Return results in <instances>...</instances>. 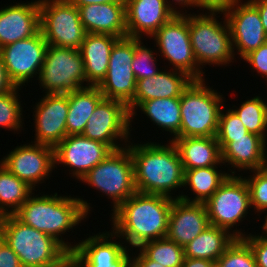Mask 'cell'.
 Returning a JSON list of instances; mask_svg holds the SVG:
<instances>
[{
    "label": "cell",
    "mask_w": 267,
    "mask_h": 267,
    "mask_svg": "<svg viewBox=\"0 0 267 267\" xmlns=\"http://www.w3.org/2000/svg\"><path fill=\"white\" fill-rule=\"evenodd\" d=\"M4 243H5V236H4L3 228L0 224V248Z\"/></svg>",
    "instance_id": "obj_52"
},
{
    "label": "cell",
    "mask_w": 267,
    "mask_h": 267,
    "mask_svg": "<svg viewBox=\"0 0 267 267\" xmlns=\"http://www.w3.org/2000/svg\"><path fill=\"white\" fill-rule=\"evenodd\" d=\"M174 200L163 195L136 192L111 214L112 230L132 248L165 238Z\"/></svg>",
    "instance_id": "obj_1"
},
{
    "label": "cell",
    "mask_w": 267,
    "mask_h": 267,
    "mask_svg": "<svg viewBox=\"0 0 267 267\" xmlns=\"http://www.w3.org/2000/svg\"><path fill=\"white\" fill-rule=\"evenodd\" d=\"M135 49V38H120L110 54L105 78L97 86L104 98L118 100L126 106L136 92V77L131 68Z\"/></svg>",
    "instance_id": "obj_12"
},
{
    "label": "cell",
    "mask_w": 267,
    "mask_h": 267,
    "mask_svg": "<svg viewBox=\"0 0 267 267\" xmlns=\"http://www.w3.org/2000/svg\"><path fill=\"white\" fill-rule=\"evenodd\" d=\"M14 88L15 85L10 81L7 75L6 67L0 54V94L12 91Z\"/></svg>",
    "instance_id": "obj_44"
},
{
    "label": "cell",
    "mask_w": 267,
    "mask_h": 267,
    "mask_svg": "<svg viewBox=\"0 0 267 267\" xmlns=\"http://www.w3.org/2000/svg\"><path fill=\"white\" fill-rule=\"evenodd\" d=\"M205 85L204 79L193 80L180 96L181 126L176 137L216 136L224 98Z\"/></svg>",
    "instance_id": "obj_5"
},
{
    "label": "cell",
    "mask_w": 267,
    "mask_h": 267,
    "mask_svg": "<svg viewBox=\"0 0 267 267\" xmlns=\"http://www.w3.org/2000/svg\"><path fill=\"white\" fill-rule=\"evenodd\" d=\"M103 98L97 86H87L68 94L67 135L83 133L88 119Z\"/></svg>",
    "instance_id": "obj_29"
},
{
    "label": "cell",
    "mask_w": 267,
    "mask_h": 267,
    "mask_svg": "<svg viewBox=\"0 0 267 267\" xmlns=\"http://www.w3.org/2000/svg\"><path fill=\"white\" fill-rule=\"evenodd\" d=\"M246 235L237 228L231 233L226 229L210 225L183 247L185 258L206 259L216 263L236 238H244Z\"/></svg>",
    "instance_id": "obj_28"
},
{
    "label": "cell",
    "mask_w": 267,
    "mask_h": 267,
    "mask_svg": "<svg viewBox=\"0 0 267 267\" xmlns=\"http://www.w3.org/2000/svg\"><path fill=\"white\" fill-rule=\"evenodd\" d=\"M138 256L133 255L131 257V267H165L163 265H160L159 263L150 260L140 249Z\"/></svg>",
    "instance_id": "obj_45"
},
{
    "label": "cell",
    "mask_w": 267,
    "mask_h": 267,
    "mask_svg": "<svg viewBox=\"0 0 267 267\" xmlns=\"http://www.w3.org/2000/svg\"><path fill=\"white\" fill-rule=\"evenodd\" d=\"M0 267H23L17 254L6 243L0 248Z\"/></svg>",
    "instance_id": "obj_42"
},
{
    "label": "cell",
    "mask_w": 267,
    "mask_h": 267,
    "mask_svg": "<svg viewBox=\"0 0 267 267\" xmlns=\"http://www.w3.org/2000/svg\"><path fill=\"white\" fill-rule=\"evenodd\" d=\"M67 1L78 8L89 4L116 3L119 0H67Z\"/></svg>",
    "instance_id": "obj_49"
},
{
    "label": "cell",
    "mask_w": 267,
    "mask_h": 267,
    "mask_svg": "<svg viewBox=\"0 0 267 267\" xmlns=\"http://www.w3.org/2000/svg\"><path fill=\"white\" fill-rule=\"evenodd\" d=\"M113 151L107 144L84 137L81 134L67 135L55 148V165L70 167L77 180L103 161Z\"/></svg>",
    "instance_id": "obj_18"
},
{
    "label": "cell",
    "mask_w": 267,
    "mask_h": 267,
    "mask_svg": "<svg viewBox=\"0 0 267 267\" xmlns=\"http://www.w3.org/2000/svg\"><path fill=\"white\" fill-rule=\"evenodd\" d=\"M217 169V166H211L184 170V186H189V189L193 191V195L196 196L191 199L187 195L179 194L176 199L205 203L230 175L228 172L225 173Z\"/></svg>",
    "instance_id": "obj_30"
},
{
    "label": "cell",
    "mask_w": 267,
    "mask_h": 267,
    "mask_svg": "<svg viewBox=\"0 0 267 267\" xmlns=\"http://www.w3.org/2000/svg\"><path fill=\"white\" fill-rule=\"evenodd\" d=\"M5 243L23 267H59L70 253L53 237L24 224L15 215L0 217Z\"/></svg>",
    "instance_id": "obj_4"
},
{
    "label": "cell",
    "mask_w": 267,
    "mask_h": 267,
    "mask_svg": "<svg viewBox=\"0 0 267 267\" xmlns=\"http://www.w3.org/2000/svg\"><path fill=\"white\" fill-rule=\"evenodd\" d=\"M217 14H222V11L188 14L190 42L199 69H202L200 65L220 66L230 64L234 60L235 53L228 23L225 16L223 24L222 21L219 22Z\"/></svg>",
    "instance_id": "obj_6"
},
{
    "label": "cell",
    "mask_w": 267,
    "mask_h": 267,
    "mask_svg": "<svg viewBox=\"0 0 267 267\" xmlns=\"http://www.w3.org/2000/svg\"><path fill=\"white\" fill-rule=\"evenodd\" d=\"M120 38L87 33L80 47L87 86H98L105 78L111 50Z\"/></svg>",
    "instance_id": "obj_25"
},
{
    "label": "cell",
    "mask_w": 267,
    "mask_h": 267,
    "mask_svg": "<svg viewBox=\"0 0 267 267\" xmlns=\"http://www.w3.org/2000/svg\"><path fill=\"white\" fill-rule=\"evenodd\" d=\"M138 249L150 260L165 267H181L185 260L184 248L166 237L147 241Z\"/></svg>",
    "instance_id": "obj_33"
},
{
    "label": "cell",
    "mask_w": 267,
    "mask_h": 267,
    "mask_svg": "<svg viewBox=\"0 0 267 267\" xmlns=\"http://www.w3.org/2000/svg\"><path fill=\"white\" fill-rule=\"evenodd\" d=\"M87 33L127 37L125 0L116 3L89 4L78 7Z\"/></svg>",
    "instance_id": "obj_24"
},
{
    "label": "cell",
    "mask_w": 267,
    "mask_h": 267,
    "mask_svg": "<svg viewBox=\"0 0 267 267\" xmlns=\"http://www.w3.org/2000/svg\"><path fill=\"white\" fill-rule=\"evenodd\" d=\"M222 13L230 29L233 52L237 49L241 59L267 42L259 12L249 1L235 0Z\"/></svg>",
    "instance_id": "obj_15"
},
{
    "label": "cell",
    "mask_w": 267,
    "mask_h": 267,
    "mask_svg": "<svg viewBox=\"0 0 267 267\" xmlns=\"http://www.w3.org/2000/svg\"><path fill=\"white\" fill-rule=\"evenodd\" d=\"M40 30L48 45L80 49L87 34L76 6L67 0H39Z\"/></svg>",
    "instance_id": "obj_9"
},
{
    "label": "cell",
    "mask_w": 267,
    "mask_h": 267,
    "mask_svg": "<svg viewBox=\"0 0 267 267\" xmlns=\"http://www.w3.org/2000/svg\"><path fill=\"white\" fill-rule=\"evenodd\" d=\"M129 144L127 147L133 160L137 192L176 199L170 192L185 187V171L177 147L171 139L166 145L156 142Z\"/></svg>",
    "instance_id": "obj_2"
},
{
    "label": "cell",
    "mask_w": 267,
    "mask_h": 267,
    "mask_svg": "<svg viewBox=\"0 0 267 267\" xmlns=\"http://www.w3.org/2000/svg\"><path fill=\"white\" fill-rule=\"evenodd\" d=\"M240 118L246 129L267 141V111L266 102L260 96L241 103L239 108L232 109Z\"/></svg>",
    "instance_id": "obj_34"
},
{
    "label": "cell",
    "mask_w": 267,
    "mask_h": 267,
    "mask_svg": "<svg viewBox=\"0 0 267 267\" xmlns=\"http://www.w3.org/2000/svg\"><path fill=\"white\" fill-rule=\"evenodd\" d=\"M59 267H80V265L69 256Z\"/></svg>",
    "instance_id": "obj_50"
},
{
    "label": "cell",
    "mask_w": 267,
    "mask_h": 267,
    "mask_svg": "<svg viewBox=\"0 0 267 267\" xmlns=\"http://www.w3.org/2000/svg\"><path fill=\"white\" fill-rule=\"evenodd\" d=\"M19 89L21 87H15L12 91L0 94V126L14 132L23 127Z\"/></svg>",
    "instance_id": "obj_35"
},
{
    "label": "cell",
    "mask_w": 267,
    "mask_h": 267,
    "mask_svg": "<svg viewBox=\"0 0 267 267\" xmlns=\"http://www.w3.org/2000/svg\"><path fill=\"white\" fill-rule=\"evenodd\" d=\"M216 264L219 267H257L252 248L243 238H236Z\"/></svg>",
    "instance_id": "obj_36"
},
{
    "label": "cell",
    "mask_w": 267,
    "mask_h": 267,
    "mask_svg": "<svg viewBox=\"0 0 267 267\" xmlns=\"http://www.w3.org/2000/svg\"><path fill=\"white\" fill-rule=\"evenodd\" d=\"M90 208V203L78 197L58 196L57 193L31 195L14 215L24 224L50 235L71 253L76 245L65 242L61 234L73 230L86 219Z\"/></svg>",
    "instance_id": "obj_3"
},
{
    "label": "cell",
    "mask_w": 267,
    "mask_h": 267,
    "mask_svg": "<svg viewBox=\"0 0 267 267\" xmlns=\"http://www.w3.org/2000/svg\"><path fill=\"white\" fill-rule=\"evenodd\" d=\"M236 171L221 184L218 190L204 203L210 225L232 232L236 223L247 216L250 205V193L245 178L235 176ZM231 230V231H230Z\"/></svg>",
    "instance_id": "obj_10"
},
{
    "label": "cell",
    "mask_w": 267,
    "mask_h": 267,
    "mask_svg": "<svg viewBox=\"0 0 267 267\" xmlns=\"http://www.w3.org/2000/svg\"><path fill=\"white\" fill-rule=\"evenodd\" d=\"M243 60L252 65L260 76L267 78V42L246 55ZM267 80V79H265Z\"/></svg>",
    "instance_id": "obj_40"
},
{
    "label": "cell",
    "mask_w": 267,
    "mask_h": 267,
    "mask_svg": "<svg viewBox=\"0 0 267 267\" xmlns=\"http://www.w3.org/2000/svg\"><path fill=\"white\" fill-rule=\"evenodd\" d=\"M215 262L206 259L185 258L181 267H213Z\"/></svg>",
    "instance_id": "obj_47"
},
{
    "label": "cell",
    "mask_w": 267,
    "mask_h": 267,
    "mask_svg": "<svg viewBox=\"0 0 267 267\" xmlns=\"http://www.w3.org/2000/svg\"><path fill=\"white\" fill-rule=\"evenodd\" d=\"M37 78L46 94H69L87 87L80 50L48 45Z\"/></svg>",
    "instance_id": "obj_8"
},
{
    "label": "cell",
    "mask_w": 267,
    "mask_h": 267,
    "mask_svg": "<svg viewBox=\"0 0 267 267\" xmlns=\"http://www.w3.org/2000/svg\"><path fill=\"white\" fill-rule=\"evenodd\" d=\"M171 141L177 147L184 170L222 164L221 150L216 136L175 137Z\"/></svg>",
    "instance_id": "obj_27"
},
{
    "label": "cell",
    "mask_w": 267,
    "mask_h": 267,
    "mask_svg": "<svg viewBox=\"0 0 267 267\" xmlns=\"http://www.w3.org/2000/svg\"><path fill=\"white\" fill-rule=\"evenodd\" d=\"M138 108L156 126L173 134L172 139L179 134L181 126L180 97L151 99L142 102Z\"/></svg>",
    "instance_id": "obj_31"
},
{
    "label": "cell",
    "mask_w": 267,
    "mask_h": 267,
    "mask_svg": "<svg viewBox=\"0 0 267 267\" xmlns=\"http://www.w3.org/2000/svg\"><path fill=\"white\" fill-rule=\"evenodd\" d=\"M266 145H267V142L265 141V159H264V164H263V167H267V147H266Z\"/></svg>",
    "instance_id": "obj_53"
},
{
    "label": "cell",
    "mask_w": 267,
    "mask_h": 267,
    "mask_svg": "<svg viewBox=\"0 0 267 267\" xmlns=\"http://www.w3.org/2000/svg\"><path fill=\"white\" fill-rule=\"evenodd\" d=\"M259 12L263 28L267 34V0H248Z\"/></svg>",
    "instance_id": "obj_46"
},
{
    "label": "cell",
    "mask_w": 267,
    "mask_h": 267,
    "mask_svg": "<svg viewBox=\"0 0 267 267\" xmlns=\"http://www.w3.org/2000/svg\"><path fill=\"white\" fill-rule=\"evenodd\" d=\"M114 238L118 239L114 231L89 235L76 243L70 256L80 267H131L129 248L127 250L123 242H115Z\"/></svg>",
    "instance_id": "obj_17"
},
{
    "label": "cell",
    "mask_w": 267,
    "mask_h": 267,
    "mask_svg": "<svg viewBox=\"0 0 267 267\" xmlns=\"http://www.w3.org/2000/svg\"><path fill=\"white\" fill-rule=\"evenodd\" d=\"M252 248L257 267H267V239L248 234L243 238Z\"/></svg>",
    "instance_id": "obj_41"
},
{
    "label": "cell",
    "mask_w": 267,
    "mask_h": 267,
    "mask_svg": "<svg viewBox=\"0 0 267 267\" xmlns=\"http://www.w3.org/2000/svg\"><path fill=\"white\" fill-rule=\"evenodd\" d=\"M151 39L155 40L161 56L173 65L172 69L183 71L194 80L204 79L205 72L199 69L190 42L188 14L175 15Z\"/></svg>",
    "instance_id": "obj_11"
},
{
    "label": "cell",
    "mask_w": 267,
    "mask_h": 267,
    "mask_svg": "<svg viewBox=\"0 0 267 267\" xmlns=\"http://www.w3.org/2000/svg\"><path fill=\"white\" fill-rule=\"evenodd\" d=\"M40 30L39 0L0 9V48L35 35Z\"/></svg>",
    "instance_id": "obj_23"
},
{
    "label": "cell",
    "mask_w": 267,
    "mask_h": 267,
    "mask_svg": "<svg viewBox=\"0 0 267 267\" xmlns=\"http://www.w3.org/2000/svg\"><path fill=\"white\" fill-rule=\"evenodd\" d=\"M209 226L204 203L175 199L169 214L166 238L185 247Z\"/></svg>",
    "instance_id": "obj_20"
},
{
    "label": "cell",
    "mask_w": 267,
    "mask_h": 267,
    "mask_svg": "<svg viewBox=\"0 0 267 267\" xmlns=\"http://www.w3.org/2000/svg\"><path fill=\"white\" fill-rule=\"evenodd\" d=\"M153 51L151 48H146L140 38H135L134 57L131 68L133 69L136 80L152 77L160 71L156 67L157 59Z\"/></svg>",
    "instance_id": "obj_38"
},
{
    "label": "cell",
    "mask_w": 267,
    "mask_h": 267,
    "mask_svg": "<svg viewBox=\"0 0 267 267\" xmlns=\"http://www.w3.org/2000/svg\"><path fill=\"white\" fill-rule=\"evenodd\" d=\"M224 111L223 109L220 111L216 134L220 150L229 142H232V138L245 137V134L249 133L239 116L232 109L226 110L225 113Z\"/></svg>",
    "instance_id": "obj_37"
},
{
    "label": "cell",
    "mask_w": 267,
    "mask_h": 267,
    "mask_svg": "<svg viewBox=\"0 0 267 267\" xmlns=\"http://www.w3.org/2000/svg\"><path fill=\"white\" fill-rule=\"evenodd\" d=\"M17 146L7 154L0 163L12 174L29 184L35 189L36 184L48 179L52 170L56 167L54 160V148L31 142ZM43 181V182H42Z\"/></svg>",
    "instance_id": "obj_16"
},
{
    "label": "cell",
    "mask_w": 267,
    "mask_h": 267,
    "mask_svg": "<svg viewBox=\"0 0 267 267\" xmlns=\"http://www.w3.org/2000/svg\"><path fill=\"white\" fill-rule=\"evenodd\" d=\"M47 46L48 43L39 30L29 38L0 48L7 75L15 87H22L31 78L39 75Z\"/></svg>",
    "instance_id": "obj_14"
},
{
    "label": "cell",
    "mask_w": 267,
    "mask_h": 267,
    "mask_svg": "<svg viewBox=\"0 0 267 267\" xmlns=\"http://www.w3.org/2000/svg\"><path fill=\"white\" fill-rule=\"evenodd\" d=\"M264 159L265 139L251 132L245 137L232 138V142L221 150L222 163L232 165L234 170L240 169L239 172L263 169Z\"/></svg>",
    "instance_id": "obj_26"
},
{
    "label": "cell",
    "mask_w": 267,
    "mask_h": 267,
    "mask_svg": "<svg viewBox=\"0 0 267 267\" xmlns=\"http://www.w3.org/2000/svg\"><path fill=\"white\" fill-rule=\"evenodd\" d=\"M235 0H193V4L207 11H224L233 4Z\"/></svg>",
    "instance_id": "obj_43"
},
{
    "label": "cell",
    "mask_w": 267,
    "mask_h": 267,
    "mask_svg": "<svg viewBox=\"0 0 267 267\" xmlns=\"http://www.w3.org/2000/svg\"><path fill=\"white\" fill-rule=\"evenodd\" d=\"M263 224L264 225H262V230L265 231V232H262L263 234H261L260 236L258 235V237H261L263 239H267V216H265V221H264Z\"/></svg>",
    "instance_id": "obj_51"
},
{
    "label": "cell",
    "mask_w": 267,
    "mask_h": 267,
    "mask_svg": "<svg viewBox=\"0 0 267 267\" xmlns=\"http://www.w3.org/2000/svg\"><path fill=\"white\" fill-rule=\"evenodd\" d=\"M33 190L0 163V217L14 215L34 194Z\"/></svg>",
    "instance_id": "obj_32"
},
{
    "label": "cell",
    "mask_w": 267,
    "mask_h": 267,
    "mask_svg": "<svg viewBox=\"0 0 267 267\" xmlns=\"http://www.w3.org/2000/svg\"><path fill=\"white\" fill-rule=\"evenodd\" d=\"M123 148L111 151L80 181L96 188L112 199L114 212L124 201L137 192L134 182L133 160L127 143Z\"/></svg>",
    "instance_id": "obj_7"
},
{
    "label": "cell",
    "mask_w": 267,
    "mask_h": 267,
    "mask_svg": "<svg viewBox=\"0 0 267 267\" xmlns=\"http://www.w3.org/2000/svg\"><path fill=\"white\" fill-rule=\"evenodd\" d=\"M36 104L34 143L55 148L67 136L68 94L45 93Z\"/></svg>",
    "instance_id": "obj_19"
},
{
    "label": "cell",
    "mask_w": 267,
    "mask_h": 267,
    "mask_svg": "<svg viewBox=\"0 0 267 267\" xmlns=\"http://www.w3.org/2000/svg\"><path fill=\"white\" fill-rule=\"evenodd\" d=\"M131 121L128 108L123 102L103 98L95 107L81 135L117 150L123 148L117 140L130 142Z\"/></svg>",
    "instance_id": "obj_13"
},
{
    "label": "cell",
    "mask_w": 267,
    "mask_h": 267,
    "mask_svg": "<svg viewBox=\"0 0 267 267\" xmlns=\"http://www.w3.org/2000/svg\"><path fill=\"white\" fill-rule=\"evenodd\" d=\"M127 37H152L175 14L166 0H125Z\"/></svg>",
    "instance_id": "obj_21"
},
{
    "label": "cell",
    "mask_w": 267,
    "mask_h": 267,
    "mask_svg": "<svg viewBox=\"0 0 267 267\" xmlns=\"http://www.w3.org/2000/svg\"><path fill=\"white\" fill-rule=\"evenodd\" d=\"M253 173V176L244 178L249 188L251 208L261 213L267 210V171L258 169Z\"/></svg>",
    "instance_id": "obj_39"
},
{
    "label": "cell",
    "mask_w": 267,
    "mask_h": 267,
    "mask_svg": "<svg viewBox=\"0 0 267 267\" xmlns=\"http://www.w3.org/2000/svg\"><path fill=\"white\" fill-rule=\"evenodd\" d=\"M168 1L169 0H166L167 6L175 15H186L187 12L182 13L180 10L177 9L176 6L171 4L172 2L176 3L175 5L179 4V7L181 5V7H183V8L184 7H186V8L195 7V5L193 4V0H172V2L171 1L168 2ZM174 7H176V8H174Z\"/></svg>",
    "instance_id": "obj_48"
},
{
    "label": "cell",
    "mask_w": 267,
    "mask_h": 267,
    "mask_svg": "<svg viewBox=\"0 0 267 267\" xmlns=\"http://www.w3.org/2000/svg\"><path fill=\"white\" fill-rule=\"evenodd\" d=\"M194 79L187 73L170 69L159 71L156 75L137 80L133 100L127 105L130 119L136 116L137 107L144 101L156 98L180 97Z\"/></svg>",
    "instance_id": "obj_22"
}]
</instances>
